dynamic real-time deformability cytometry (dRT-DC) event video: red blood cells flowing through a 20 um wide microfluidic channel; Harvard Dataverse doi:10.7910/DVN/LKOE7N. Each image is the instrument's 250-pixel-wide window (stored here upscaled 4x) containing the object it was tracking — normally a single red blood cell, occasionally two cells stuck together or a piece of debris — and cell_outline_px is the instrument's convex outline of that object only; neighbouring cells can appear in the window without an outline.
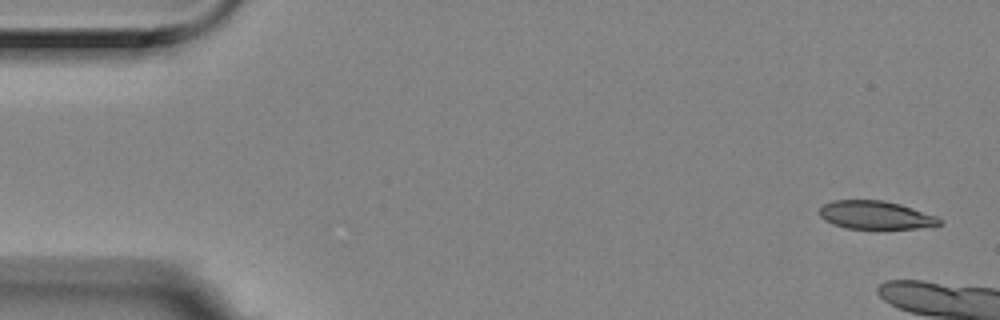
{"species": "Egyptian fruit bat (a non-hibernating species)", "species_latin": "Rousettus aegyptiacus", "temperature_condition": "room temperature", "stored_images_in_passage": 3, "camera_frame_rate_fps": 3000, "um_per_image_px": 0.085, "animal": {"sex": "female"}, "frame": {"image": 1, "passage_image": 1, "time_ms": 0.0, "image_size_px": [1000, 320], "cell_outline_px": [[944, 224], [916, 228], [848, 228], [832, 224], [824, 220], [820, 216], [820, 208], [824, 204], [832, 200], [884, 200], [900, 204], [936, 216], [944, 220]], "centroid_in_image_um": [74.43, 18.27], "position_along_channel_um": 10.6, "area_um2": 19.65}}